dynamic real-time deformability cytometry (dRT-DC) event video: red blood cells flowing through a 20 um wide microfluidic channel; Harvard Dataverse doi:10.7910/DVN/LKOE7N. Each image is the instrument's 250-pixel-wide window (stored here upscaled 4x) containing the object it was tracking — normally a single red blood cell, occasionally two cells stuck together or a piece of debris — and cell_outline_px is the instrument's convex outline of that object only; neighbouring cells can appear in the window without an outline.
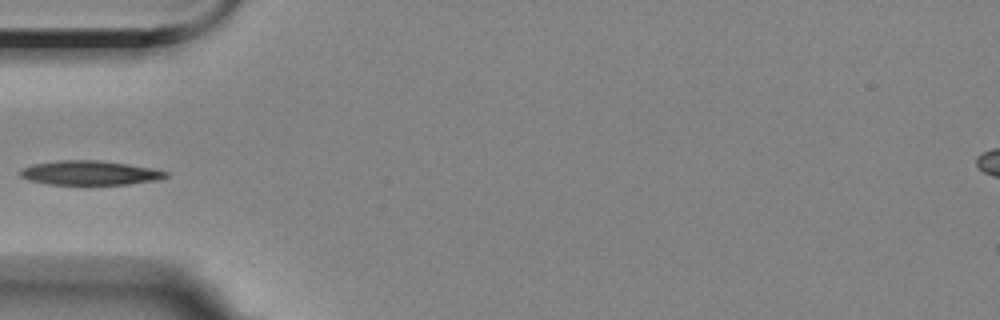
{"species": "Egyptian fruit bat (a non-hibernating species)", "species_latin": "Rousettus aegyptiacus", "temperature_condition": "room temperature", "stored_images_in_passage": 7, "camera_frame_rate_fps": 3000, "um_per_image_px": 0.085, "animal": {"sex": "female"}, "frame": {"image": 1, "passage_image": 5, "time_ms": 5.333, "image_size_px": [1000, 320], "cell_outline_px": [[168, 176], [160, 180], [128, 184], [48, 184], [28, 180], [20, 176], [20, 172], [24, 168], [32, 164], [56, 160], [100, 160], [128, 164], [152, 168], [168, 172]], "centroid_in_image_um": [7.65, 14.69], "position_along_channel_um": 77.3, "area_um2": 20.63}}
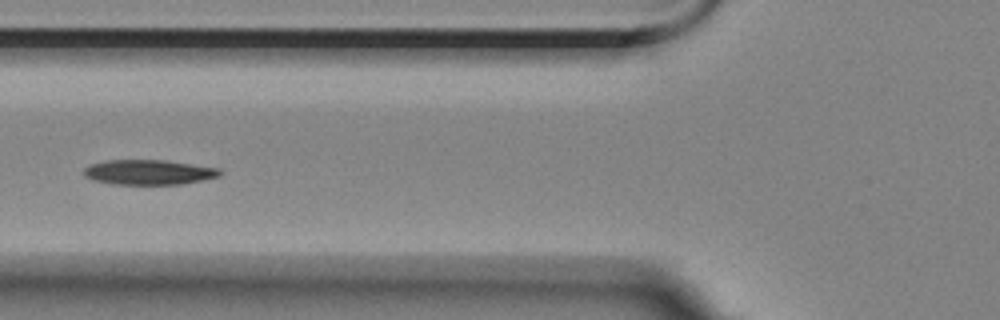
{"frame": {"image": 2, "passage_image": 6, "time_ms": 6.333, "image_size_px": [1000, 320], "cell_outline_px": [[224, 172], [220, 176], [180, 184], [112, 184], [92, 180], [84, 176], [84, 168], [88, 164], [104, 160], [164, 160], [220, 168]], "centroid_in_image_um": [12.61, 14.63], "position_along_channel_um": 113.2, "area_um2": 19.88}}
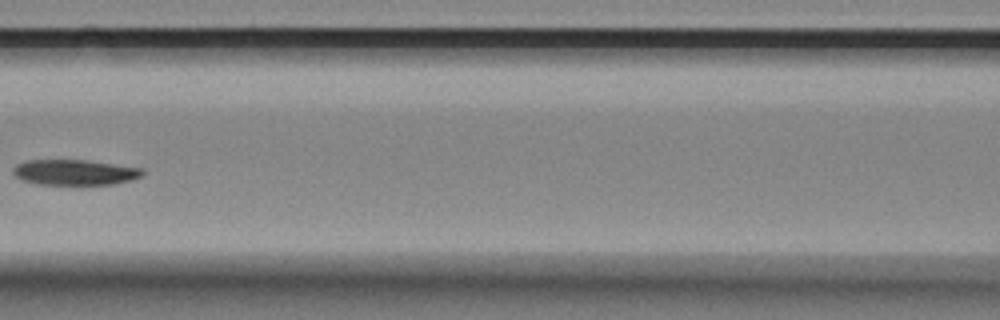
{"frame": {"image": 3, "passage_image": 7, "time_ms": 7.667, "image_size_px": [1000, 320], "cell_outline_px": [[144, 176], [132, 180], [112, 184], [36, 184], [24, 180], [16, 176], [12, 172], [12, 168], [16, 164], [28, 160], [88, 160], [144, 168]], "centroid_in_image_um": [6.4, 14.64], "position_along_channel_um": 160.2, "area_um2": 19.31}}